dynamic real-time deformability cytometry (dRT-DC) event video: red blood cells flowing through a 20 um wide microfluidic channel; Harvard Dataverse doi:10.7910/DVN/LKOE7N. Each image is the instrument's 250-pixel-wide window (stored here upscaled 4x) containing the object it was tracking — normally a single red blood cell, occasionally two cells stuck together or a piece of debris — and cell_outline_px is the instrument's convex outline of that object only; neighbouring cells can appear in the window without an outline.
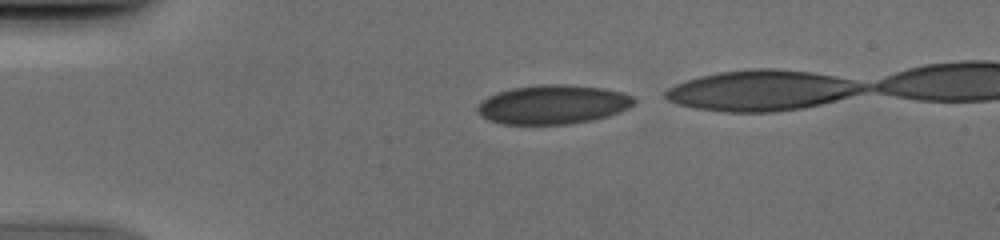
{"species": "human", "species_latin": "Homo sapiens", "temperature_condition": "cold", "stored_images_in_passage": 35, "camera_frame_rate_fps": 3000, "um_per_image_px": 0.085, "donor": {"sex": "male"}, "frame": {"image": 1, "passage_image": 1, "time_ms": 0.0, "image_size_px": [1000, 240], "cell_outline_px": [[636, 104], [620, 112], [608, 116], [592, 120], [568, 124], [504, 124], [488, 120], [480, 116], [476, 112], [476, 108], [480, 100], [496, 92], [512, 88], [540, 84], [564, 84], [604, 88], [624, 92], [632, 96], [636, 100]], "centroid_in_image_um": [46.98, 8.88], "position_along_channel_um": 38.0, "area_um2": 36.13}}
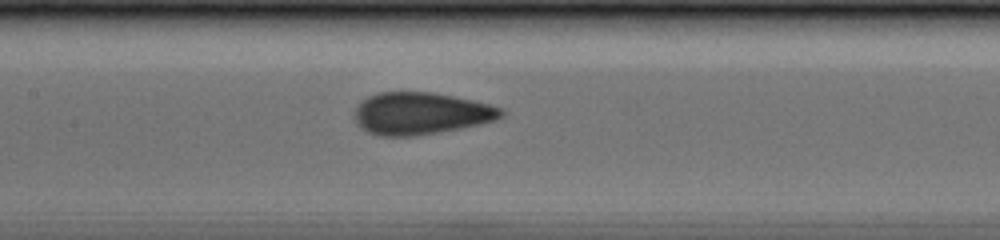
{"frame": {"image": 2, "passage_image": 14, "time_ms": 4.333, "image_size_px": [1000, 240], "cell_outline_px": [[504, 116], [496, 120], [480, 124], [440, 132], [416, 136], [376, 136], [360, 128], [356, 124], [356, 108], [368, 96], [380, 92], [432, 92], [472, 100], [504, 108]], "centroid_in_image_um": [35.79, 9.65], "position_along_channel_um": 171.6, "area_um2": 36.01}}
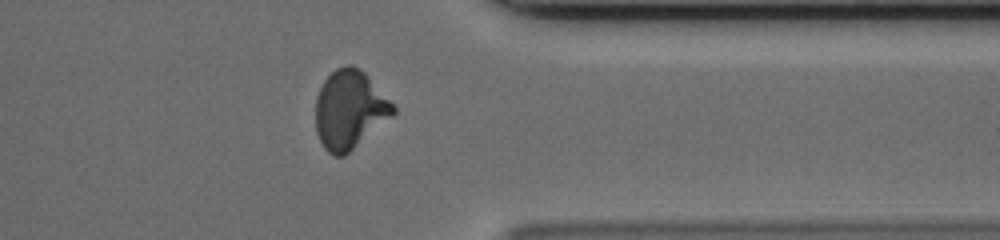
{"frame": {"image": 3, "passage_image": 30, "time_ms": 9.667, "image_size_px": [1000, 240], "cell_outline_px": [[396, 112], [392, 116], [344, 156], [332, 156], [324, 148], [316, 132], [316, 96], [324, 80], [336, 68], [348, 64], [352, 64], [360, 68], [364, 72], [396, 108]], "centroid_in_image_um": [29.69, 9.32], "position_along_channel_um": 381.7, "area_um2": 35.14}}